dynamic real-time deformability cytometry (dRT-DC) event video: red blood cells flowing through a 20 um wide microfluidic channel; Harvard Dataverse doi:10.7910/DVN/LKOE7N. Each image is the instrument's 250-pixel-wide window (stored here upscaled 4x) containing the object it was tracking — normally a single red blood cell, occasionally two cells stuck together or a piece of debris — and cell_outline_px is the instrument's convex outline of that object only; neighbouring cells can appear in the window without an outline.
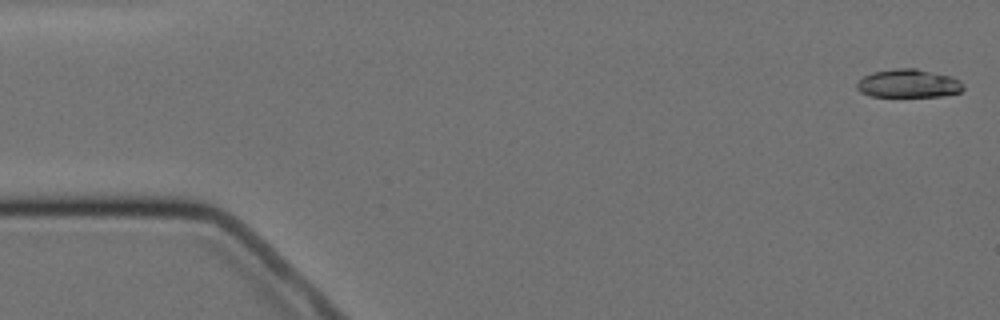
{"species": "Egyptian fruit bat (a non-hibernating species)", "species_latin": "Rousettus aegyptiacus", "temperature_condition": "cold", "stored_images_in_passage": 5, "camera_frame_rate_fps": 3000, "um_per_image_px": 0.085, "animal": {"sex": "female"}, "frame": {"image": 1, "passage_image": 1, "time_ms": 0.0, "image_size_px": [1000, 320], "cell_outline_px": [[964, 88], [960, 92], [940, 96], [872, 96], [860, 92], [856, 88], [856, 84], [864, 76], [872, 72], [896, 68], [916, 68], [952, 76], [960, 80], [964, 84]], "centroid_in_image_um": [77.24, 7.08], "position_along_channel_um": 7.8, "area_um2": 17.63}}
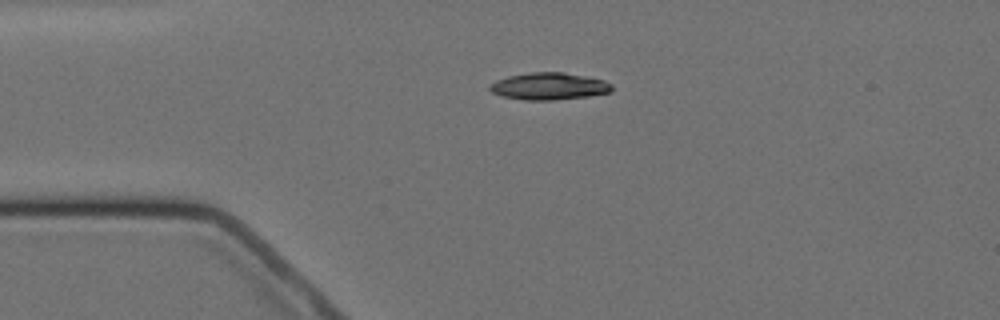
{"frame": {"image": 2, "passage_image": 4, "time_ms": 3.667, "image_size_px": [1000, 320], "cell_outline_px": [[612, 92], [588, 96], [556, 100], [524, 100], [500, 96], [492, 92], [488, 88], [488, 84], [496, 80], [508, 76], [532, 72], [564, 72], [604, 80], [612, 84]], "centroid_in_image_um": [46.64, 7.33], "position_along_channel_um": 38.4, "area_um2": 19.42}}